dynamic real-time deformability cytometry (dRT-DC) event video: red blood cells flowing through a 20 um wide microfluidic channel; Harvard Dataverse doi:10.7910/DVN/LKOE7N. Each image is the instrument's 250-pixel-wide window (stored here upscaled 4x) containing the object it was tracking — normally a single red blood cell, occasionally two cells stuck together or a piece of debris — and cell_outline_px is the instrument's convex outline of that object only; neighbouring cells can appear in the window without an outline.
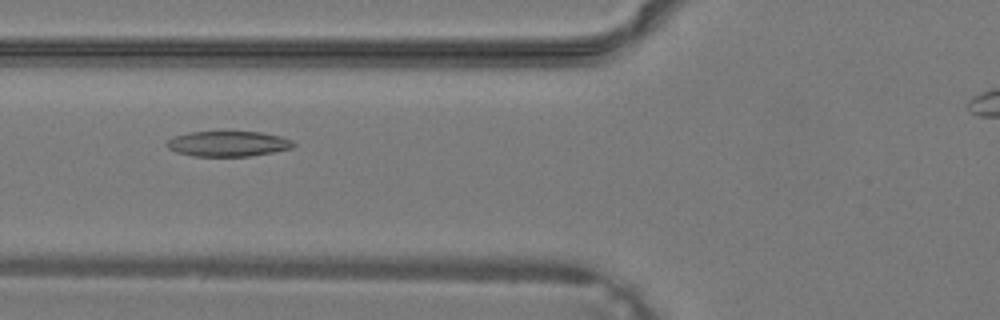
{"species": "common noctule bat (a hibernating species)", "species_latin": "Nyctalus noctula", "temperature_condition": "warm", "stored_images_in_passage": 31, "camera_frame_rate_fps": 3000, "um_per_image_px": 0.085, "animal": {"sex": "male", "body_mass_g": 19.2, "forearm_length_mm": 51.8}, "frame": {"image": 1, "passage_image": 10, "time_ms": 3.0, "image_size_px": [1000, 320], "cell_outline_px": [[296, 144], [292, 148], [272, 152], [248, 156], [192, 156], [176, 152], [168, 148], [164, 144], [168, 140], [176, 136], [188, 132], [260, 132], [280, 136], [292, 140]], "centroid_in_image_um": [19.37, 12.22], "position_along_channel_um": 106.4, "area_um2": 18.61}}
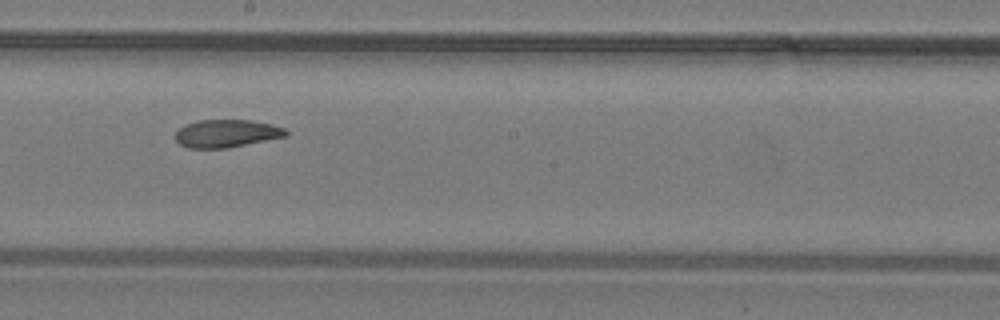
{"frame": {"image": 2, "passage_image": 17, "time_ms": 5.333, "image_size_px": [1000, 320], "cell_outline_px": [[288, 136], [228, 148], [188, 148], [180, 144], [176, 140], [176, 132], [180, 128], [188, 124], [200, 120], [252, 120], [272, 124], [284, 128], [288, 132]], "centroid_in_image_um": [19.3, 11.35], "position_along_channel_um": 228.9, "area_um2": 17.86}}
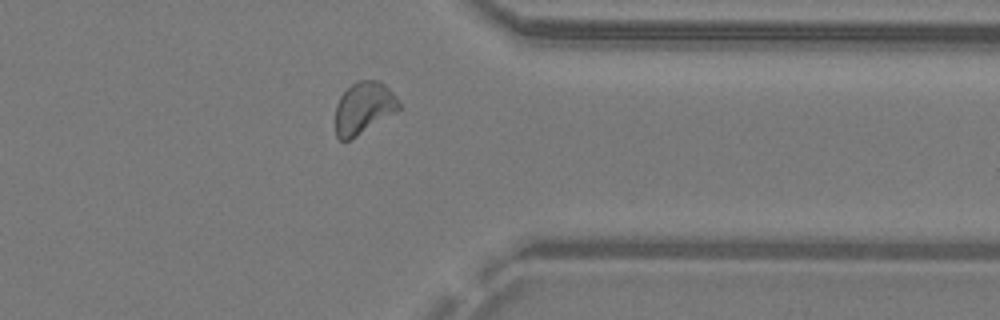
{"frame": {"image": 3, "passage_image": 26, "time_ms": 8.333, "image_size_px": [1000, 320], "cell_outline_px": [[400, 108], [356, 136], [348, 140], [340, 140], [336, 136], [336, 104], [340, 96], [352, 84], [360, 80], [380, 80], [392, 92], [400, 104]], "centroid_in_image_um": [30.88, 9.15], "position_along_channel_um": 380.5, "area_um2": 18.73}}